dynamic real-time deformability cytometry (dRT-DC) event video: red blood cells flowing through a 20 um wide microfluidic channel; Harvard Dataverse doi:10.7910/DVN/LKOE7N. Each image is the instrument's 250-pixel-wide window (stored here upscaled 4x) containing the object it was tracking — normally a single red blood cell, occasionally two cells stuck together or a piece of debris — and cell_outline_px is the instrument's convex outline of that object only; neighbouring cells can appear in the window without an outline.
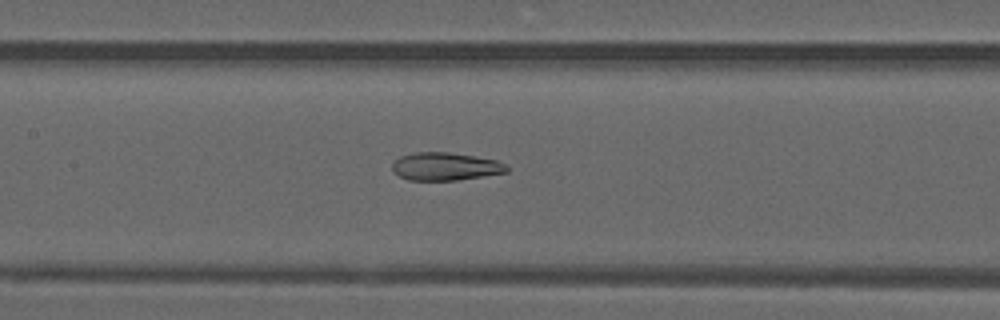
{"species": "common noctule bat (a hibernating species)", "species_latin": "Nyctalus noctula", "temperature_condition": "warm", "stored_images_in_passage": 47, "camera_frame_rate_fps": 3000, "um_per_image_px": 0.085, "animal": {"sex": "male", "forearm_length_mm": 52.5}, "frame": {"image": 1, "passage_image": 21, "time_ms": 6.667, "image_size_px": [1000, 320], "cell_outline_px": [[508, 172], [456, 180], [408, 180], [392, 172], [392, 164], [400, 156], [416, 152], [448, 152], [496, 160], [508, 164]], "centroid_in_image_um": [37.85, 14.15], "position_along_channel_um": 169.6, "area_um2": 18.55}}
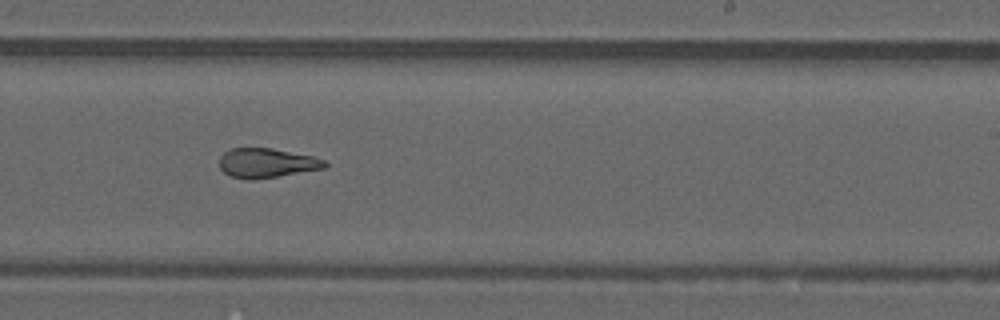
{"frame": {"image": 2, "passage_image": 28, "time_ms": 9.0, "image_size_px": [1000, 320], "cell_outline_px": [[328, 164], [324, 168], [252, 180], [248, 180], [228, 176], [220, 168], [220, 156], [224, 152], [232, 148], [272, 148], [312, 156], [324, 160]], "centroid_in_image_um": [22.62, 13.85], "position_along_channel_um": 266.4, "area_um2": 17.98}}
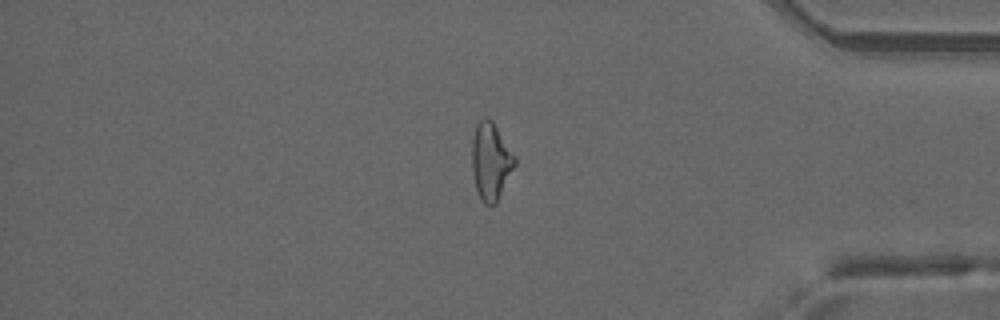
{"frame": {"image": 3, "passage_image": 39, "time_ms": 12.667, "image_size_px": [1000, 320], "cell_outline_px": [[516, 164], [496, 204], [484, 204], [480, 200], [476, 192], [472, 172], [472, 136], [476, 124], [484, 116], [488, 116], [492, 120], [516, 156]], "centroid_in_image_um": [41.71, 13.7], "position_along_channel_um": 393.5, "area_um2": 19.65}, "authors_computed_cell_mechanics": {"area_um2": 20.0566, "velocity_mm_per_s": 4.1697, "shape_relaxation_time_tau1_ms": null, "shape_relaxation_time_tau2_ms": 2.2087, "deformation_change_tau1": null, "deformation_change_tau2": 0.1064}}